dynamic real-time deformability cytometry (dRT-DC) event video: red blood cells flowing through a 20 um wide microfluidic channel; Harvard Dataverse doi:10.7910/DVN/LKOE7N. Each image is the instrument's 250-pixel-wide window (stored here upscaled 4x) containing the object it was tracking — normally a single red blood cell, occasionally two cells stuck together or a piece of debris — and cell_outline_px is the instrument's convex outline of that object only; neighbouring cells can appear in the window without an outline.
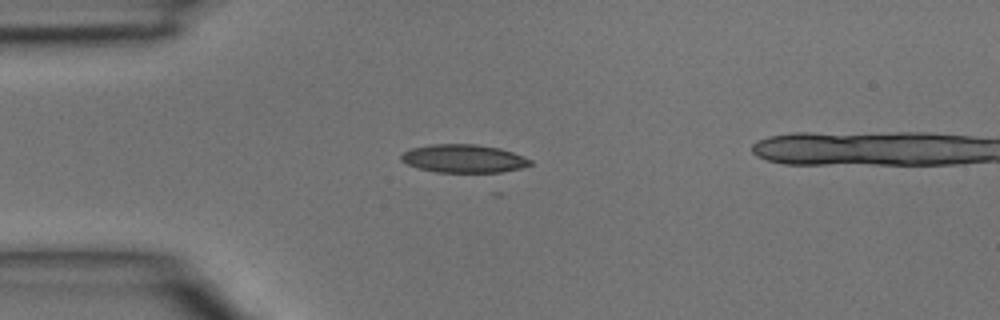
{"species": "common noctule bat (a hibernating species)", "species_latin": "Nyctalus noctula", "temperature_condition": "room temperature", "stored_images_in_passage": 1, "camera_frame_rate_fps": 3000, "um_per_image_px": 0.085, "animal": {"sex": "male", "body_mass_g": 15.6}, "frame": {"image": 1, "passage_image": 1, "time_ms": 0.0, "image_size_px": [1000, 320], "cell_outline_px": [[532, 164], [520, 168], [492, 176], [436, 172], [420, 168], [408, 164], [400, 160], [400, 156], [404, 152], [412, 148], [428, 144], [476, 144], [500, 148], [512, 152], [532, 160]], "centroid_in_image_um": [39.47, 13.53], "position_along_channel_um": 45.5, "area_um2": 22.2}}